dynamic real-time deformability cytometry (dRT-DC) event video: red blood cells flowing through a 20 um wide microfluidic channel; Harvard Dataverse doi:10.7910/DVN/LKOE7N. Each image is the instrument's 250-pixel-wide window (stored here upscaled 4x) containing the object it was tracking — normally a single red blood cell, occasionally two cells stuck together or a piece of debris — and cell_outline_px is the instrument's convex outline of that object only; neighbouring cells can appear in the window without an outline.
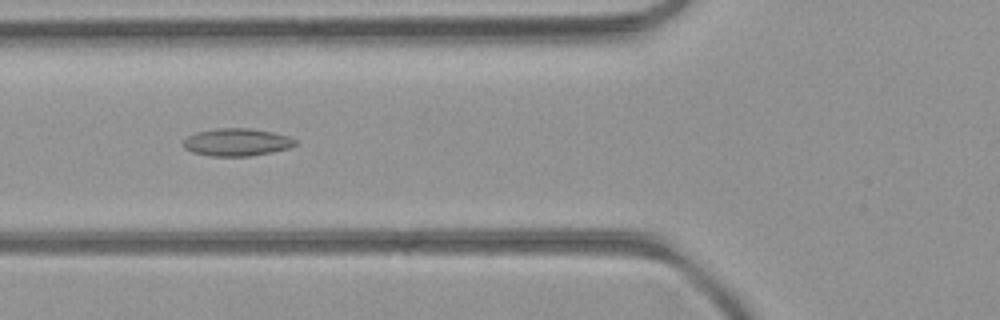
{"species": "common noctule bat (a hibernating species)", "species_latin": "Nyctalus noctula", "temperature_condition": "room temperature", "stored_images_in_passage": 41, "camera_frame_rate_fps": 3000, "um_per_image_px": 0.085, "animal": {"sex": "female", "body_mass_g": 21.9}, "frame": {"image": 1, "passage_image": 10, "time_ms": 3.0, "image_size_px": [1000, 320], "cell_outline_px": [[296, 144], [288, 148], [272, 152], [248, 156], [212, 156], [192, 152], [184, 148], [184, 140], [188, 136], [196, 132], [220, 128], [248, 128], [272, 132], [288, 136], [296, 140]], "centroid_in_image_um": [20.12, 12.09], "position_along_channel_um": 105.7, "area_um2": 17.8}}
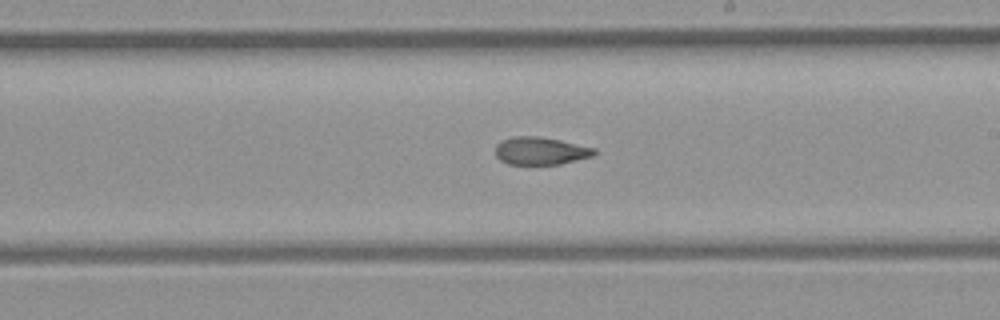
{"frame": {"image": 2, "passage_image": 20, "time_ms": 6.333, "image_size_px": [1000, 320], "cell_outline_px": [[596, 152], [592, 156], [560, 164], [508, 164], [500, 160], [496, 156], [496, 144], [500, 140], [516, 136], [540, 136], [560, 140], [596, 148]], "centroid_in_image_um": [45.93, 12.81], "position_along_channel_um": 243.1, "area_um2": 15.95}}
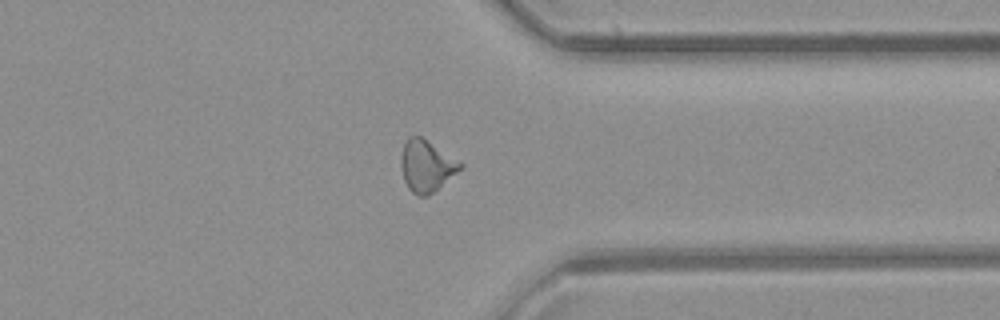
{"frame": {"image": 3, "passage_image": 30, "time_ms": 9.667, "image_size_px": [1000, 320], "cell_outline_px": [[464, 164], [456, 172], [428, 196], [420, 196], [412, 192], [408, 188], [404, 180], [400, 168], [400, 156], [404, 144], [408, 136], [420, 136]], "centroid_in_image_um": [36.19, 14.1], "position_along_channel_um": 375.2, "area_um2": 17.46}, "authors_computed_cell_mechanics": {"area_um2": 16.8776, "velocity_mm_per_s": 4.1071, "shape_relaxation_time_tau1_ms": null, "shape_relaxation_time_tau2_ms": 3.5698, "deformation_change_tau1": null, "deformation_change_tau2": 0.0988}}